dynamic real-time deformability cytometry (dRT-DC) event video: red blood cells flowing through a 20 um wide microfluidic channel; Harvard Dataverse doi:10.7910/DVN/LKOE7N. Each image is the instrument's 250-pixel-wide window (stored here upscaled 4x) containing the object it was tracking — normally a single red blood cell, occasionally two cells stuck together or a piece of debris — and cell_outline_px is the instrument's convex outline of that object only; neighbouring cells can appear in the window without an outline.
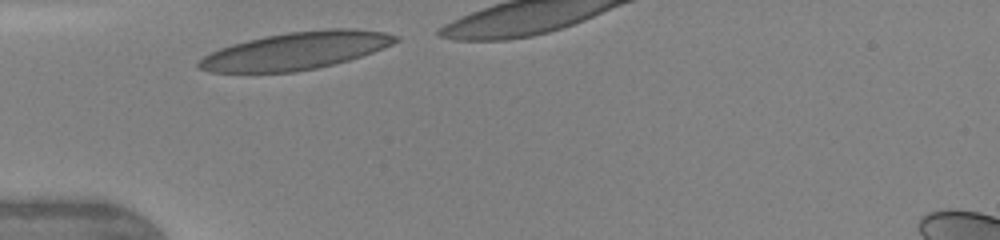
{"species": "human", "species_latin": "Homo sapiens", "temperature_condition": "warm", "stored_images_in_passage": 26, "camera_frame_rate_fps": 3000, "um_per_image_px": 0.085, "donor": {"sex": "female"}, "frame": {"image": 1, "passage_image": 1, "time_ms": 0.0, "image_size_px": [1000, 240], "cell_outline_px": [[400, 40], [392, 44], [372, 52], [348, 60], [316, 68], [296, 72], [208, 72], [196, 68], [196, 60], [220, 48], [232, 44], [264, 36], [288, 32], [328, 28], [352, 28], [384, 32], [400, 36]], "centroid_in_image_um": [25.12, 4.31], "position_along_channel_um": 59.9, "area_um2": 42.95}}